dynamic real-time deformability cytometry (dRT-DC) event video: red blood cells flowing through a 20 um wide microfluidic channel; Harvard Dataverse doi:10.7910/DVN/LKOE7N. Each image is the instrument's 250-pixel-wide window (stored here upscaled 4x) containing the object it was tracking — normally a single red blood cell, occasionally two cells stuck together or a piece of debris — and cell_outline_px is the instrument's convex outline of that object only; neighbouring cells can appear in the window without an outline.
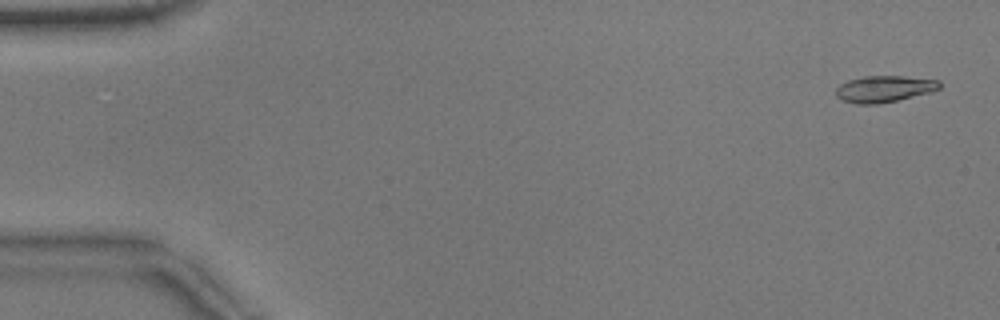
{"species": "common noctule bat (a hibernating species)", "species_latin": "Nyctalus noctula", "temperature_condition": "warm", "stored_images_in_passage": 15, "camera_frame_rate_fps": 3000, "um_per_image_px": 0.085, "animal": {"sex": "male", "body_mass_g": 17.9}, "frame": {"image": 1, "passage_image": 2, "time_ms": 0.333, "image_size_px": [1000, 320], "cell_outline_px": [[940, 88], [932, 92], [896, 100], [876, 104], [856, 104], [844, 100], [836, 96], [836, 88], [840, 84], [848, 80], [864, 76], [904, 76], [940, 80]], "centroid_in_image_um": [75.17, 7.55], "position_along_channel_um": 9.8, "area_um2": 15.95}}
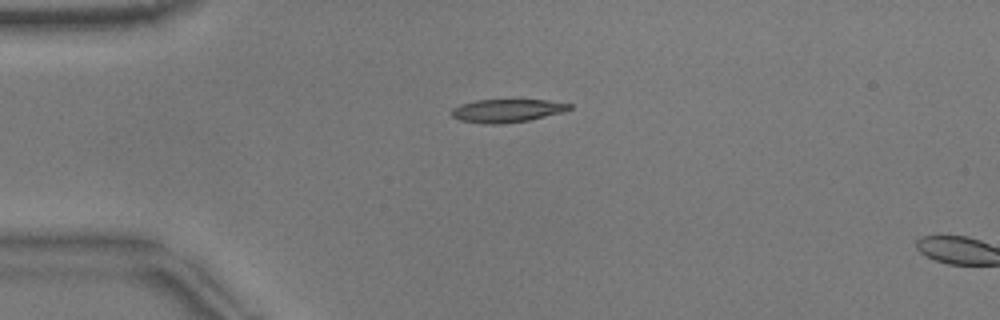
{"frame": {"image": 2, "passage_image": 13, "time_ms": 4.0, "image_size_px": [1000, 320], "cell_outline_px": [[572, 108], [564, 112], [528, 120], [500, 124], [484, 124], [460, 120], [452, 116], [452, 108], [460, 104], [476, 100], [548, 100], [572, 104]], "centroid_in_image_um": [43.1, 9.4], "position_along_channel_um": 41.9, "area_um2": 15.9}}